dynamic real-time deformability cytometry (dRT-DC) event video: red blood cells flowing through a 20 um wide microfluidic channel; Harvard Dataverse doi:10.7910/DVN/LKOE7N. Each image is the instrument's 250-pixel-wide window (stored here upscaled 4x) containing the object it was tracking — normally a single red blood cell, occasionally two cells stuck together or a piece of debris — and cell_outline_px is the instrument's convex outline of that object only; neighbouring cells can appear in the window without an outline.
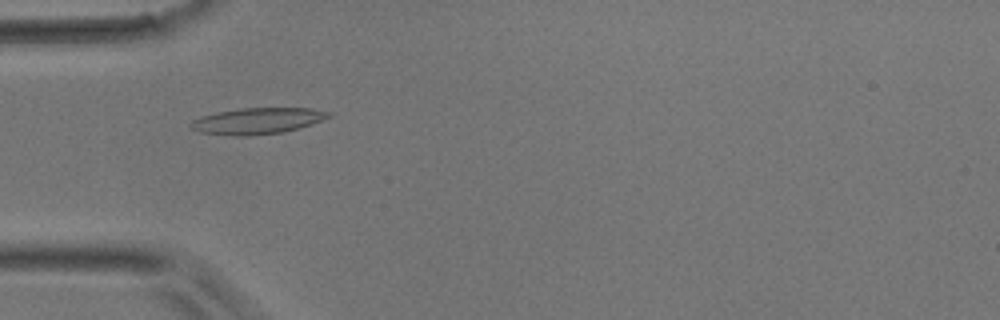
{"species": "common noctule bat (a hibernating species)", "species_latin": "Nyctalus noctula", "temperature_condition": "room temperature", "stored_images_in_passage": 32, "camera_frame_rate_fps": 3000, "um_per_image_px": 0.085, "animal": {"sex": "male", "body_mass_g": 17.9}, "frame": {"image": 1, "passage_image": 9, "time_ms": 2.667, "image_size_px": [1000, 320], "cell_outline_px": [[332, 116], [284, 132], [248, 136], [232, 136], [200, 132], [192, 128], [188, 124], [192, 120], [200, 116], [216, 112], [240, 108], [312, 108], [332, 112]], "centroid_in_image_um": [21.83, 10.27], "position_along_channel_um": 63.2, "area_um2": 21.04}}
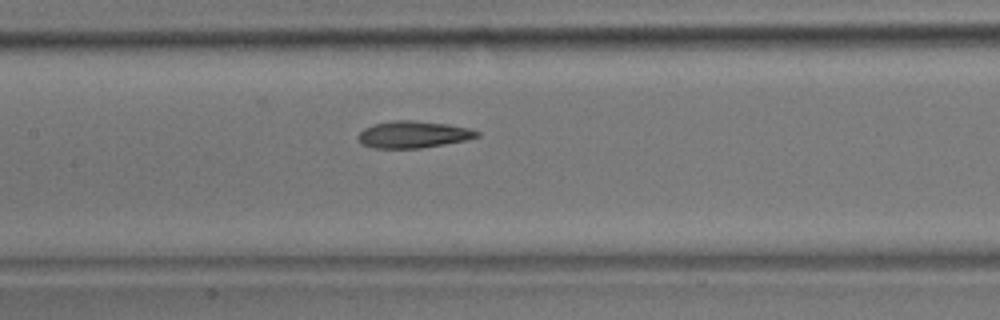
{"frame": {"image": 2, "passage_image": 17, "time_ms": 5.333, "image_size_px": [1000, 320], "cell_outline_px": [[480, 136], [464, 140], [444, 144], [420, 148], [372, 148], [364, 144], [356, 136], [364, 128], [376, 124], [392, 120], [412, 120], [448, 124], [468, 128], [480, 132]], "centroid_in_image_um": [35.12, 11.43], "position_along_channel_um": 172.3, "area_um2": 18.44}}
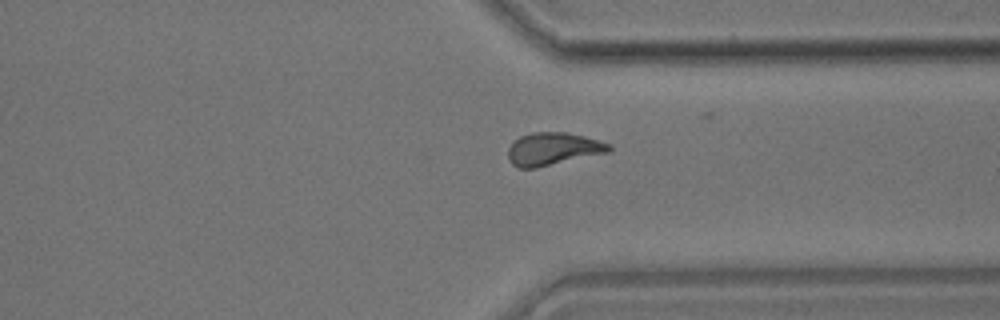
{"frame": {"image": 3, "passage_image": 31, "time_ms": 10.0, "image_size_px": [1000, 320], "cell_outline_px": [[612, 148], [608, 152], [536, 168], [516, 168], [508, 160], [508, 148], [520, 136], [532, 132], [564, 132], [584, 136], [600, 140], [612, 144]], "centroid_in_image_um": [47.0, 12.66], "position_along_channel_um": 364.4, "area_um2": 19.25}}